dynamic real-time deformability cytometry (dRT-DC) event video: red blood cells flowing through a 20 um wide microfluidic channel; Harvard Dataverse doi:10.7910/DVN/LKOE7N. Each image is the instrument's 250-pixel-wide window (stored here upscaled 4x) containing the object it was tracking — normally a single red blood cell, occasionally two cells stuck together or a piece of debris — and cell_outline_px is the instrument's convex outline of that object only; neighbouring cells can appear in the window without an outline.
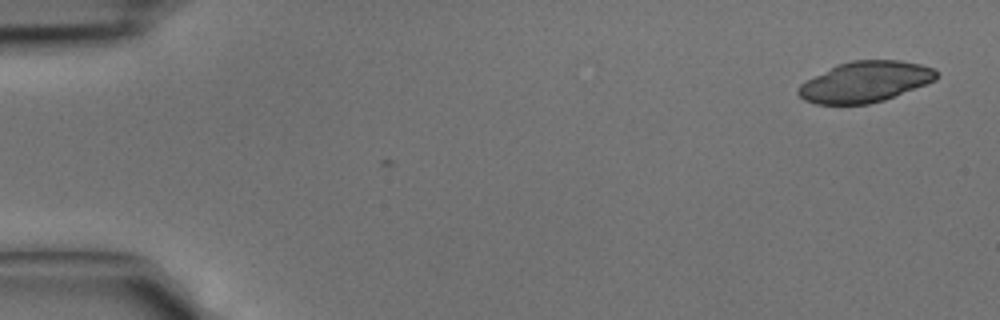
{"species": "common noctule bat (a hibernating species)", "species_latin": "Nyctalus noctula", "temperature_condition": "cold", "stored_images_in_passage": 6, "camera_frame_rate_fps": 3000, "um_per_image_px": 0.085, "animal": {"sex": "male", "body_mass_g": 15.6}, "frame": {"image": 1, "passage_image": 1, "time_ms": 0.0, "image_size_px": [1000, 320], "cell_outline_px": [[940, 76], [936, 80], [884, 100], [868, 104], [816, 104], [804, 100], [796, 92], [796, 88], [800, 84], [836, 64], [852, 60], [900, 60], [920, 64], [932, 68]], "centroid_in_image_um": [73.52, 6.95], "position_along_channel_um": 11.5, "area_um2": 32.77}}